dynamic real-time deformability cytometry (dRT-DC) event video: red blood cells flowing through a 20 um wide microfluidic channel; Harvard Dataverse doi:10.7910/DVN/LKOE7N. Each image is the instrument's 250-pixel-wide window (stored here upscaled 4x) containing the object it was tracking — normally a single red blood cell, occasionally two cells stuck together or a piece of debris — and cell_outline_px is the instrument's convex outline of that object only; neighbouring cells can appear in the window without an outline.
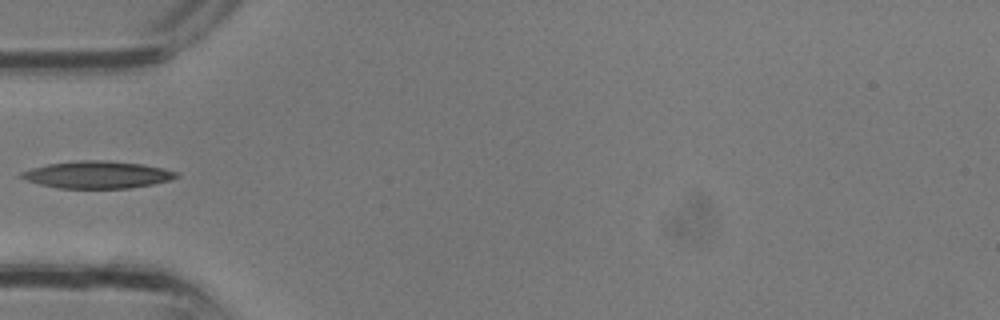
{"species": "common noctule bat (a hibernating species)", "species_latin": "Nyctalus noctula", "temperature_condition": "room temperature", "stored_images_in_passage": 1, "camera_frame_rate_fps": 3000, "um_per_image_px": 0.085, "animal": {"sex": "male", "body_mass_g": 13.3}, "frame": {"image": 1, "passage_image": 1, "time_ms": 0.0, "image_size_px": [1000, 320], "cell_outline_px": [[180, 176], [168, 180], [152, 184], [128, 188], [60, 188], [40, 184], [16, 176], [20, 172], [32, 168], [48, 164], [80, 160], [104, 160], [144, 164], [164, 168], [176, 172]], "centroid_in_image_um": [8.26, 14.84], "position_along_channel_um": 76.7, "area_um2": 24.45}}